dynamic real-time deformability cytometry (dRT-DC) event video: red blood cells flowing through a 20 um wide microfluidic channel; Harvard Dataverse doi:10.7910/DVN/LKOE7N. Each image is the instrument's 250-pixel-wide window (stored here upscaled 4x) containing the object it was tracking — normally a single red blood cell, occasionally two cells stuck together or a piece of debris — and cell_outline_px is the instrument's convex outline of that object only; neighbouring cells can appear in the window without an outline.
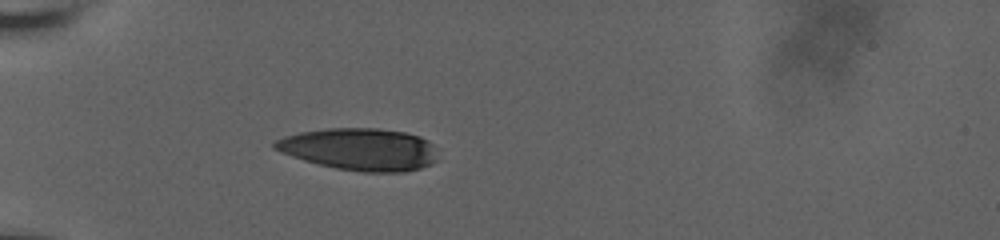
{"species": "human", "species_latin": "Homo sapiens", "temperature_condition": "room temperature", "stored_images_in_passage": 7, "camera_frame_rate_fps": 3000, "um_per_image_px": 0.085, "donor": {"sex": "male"}, "frame": {"image": 1, "passage_image": 3, "time_ms": 1.0, "image_size_px": [1000, 240], "cell_outline_px": [[436, 160], [432, 164], [420, 168], [404, 172], [364, 172], [336, 168], [304, 160], [280, 152], [272, 148], [272, 144], [276, 140], [284, 136], [300, 132], [328, 128], [376, 128], [404, 132], [420, 136], [428, 140], [432, 144]], "centroid_in_image_um": [30.56, 12.68], "position_along_channel_um": 54.4, "area_um2": 39.94}}
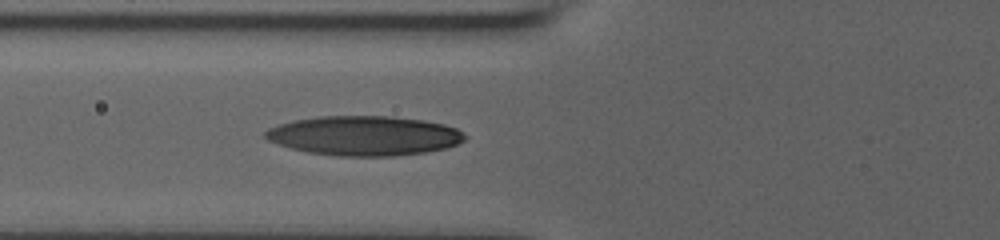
{"frame": {"image": 2, "passage_image": 7, "time_ms": 2.667, "image_size_px": [1000, 240], "cell_outline_px": [[468, 136], [464, 140], [448, 148], [424, 152], [392, 156], [336, 156], [308, 152], [292, 148], [268, 140], [264, 136], [264, 132], [268, 128], [292, 120], [320, 116], [392, 116], [424, 120], [444, 124], [456, 128], [464, 132]], "centroid_in_image_um": [30.98, 11.53], "position_along_channel_um": 94.8, "area_um2": 46.12}}